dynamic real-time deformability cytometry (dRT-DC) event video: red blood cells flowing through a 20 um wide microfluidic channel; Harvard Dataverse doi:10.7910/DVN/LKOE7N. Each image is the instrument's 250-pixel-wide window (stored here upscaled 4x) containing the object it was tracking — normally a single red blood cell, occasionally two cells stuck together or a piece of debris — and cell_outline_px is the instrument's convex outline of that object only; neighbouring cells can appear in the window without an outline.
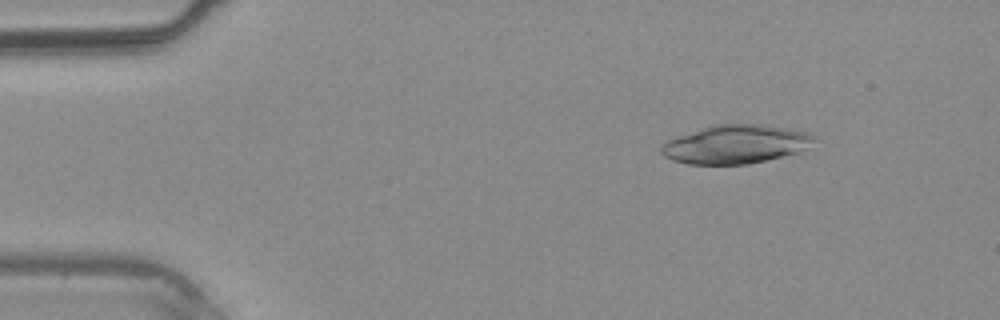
{"species": "common noctule bat (a hibernating species)", "species_latin": "Nyctalus noctula", "temperature_condition": "warm", "stored_images_in_passage": 16, "camera_frame_rate_fps": 3000, "um_per_image_px": 0.085, "animal": {"sex": "male", "body_mass_g": 20.4}, "frame": {"image": 1, "passage_image": 5, "time_ms": 1.333, "image_size_px": [1000, 320], "cell_outline_px": [[816, 136], [808, 148], [800, 152], [748, 164], [688, 164], [672, 160], [664, 156], [660, 152], [660, 148], [668, 140], [676, 136], [712, 124], [764, 124], [808, 132]], "centroid_in_image_um": [62.52, 12.25], "position_along_channel_um": 22.5, "area_um2": 34.51}}